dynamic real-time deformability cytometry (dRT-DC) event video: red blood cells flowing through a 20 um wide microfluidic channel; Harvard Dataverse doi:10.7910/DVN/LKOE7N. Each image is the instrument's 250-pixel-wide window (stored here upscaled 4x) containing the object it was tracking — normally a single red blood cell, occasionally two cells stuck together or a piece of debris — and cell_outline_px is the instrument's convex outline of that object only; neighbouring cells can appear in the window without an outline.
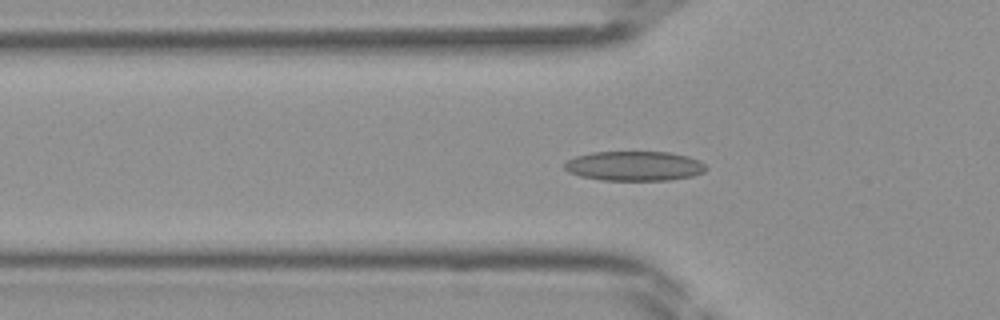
{"species": "Egyptian fruit bat (a non-hibernating species)", "species_latin": "Rousettus aegyptiacus", "temperature_condition": "room temperature", "stored_images_in_passage": 35, "segment_of_instrument_passage": [1, 2], "camera_frame_rate_fps": 3000, "um_per_image_px": 0.085, "frame": {"image": 1, "passage_image": 5, "time_ms": 1.333, "image_size_px": [1000, 320], "cell_outline_px": [[708, 168], [704, 172], [692, 176], [668, 180], [600, 180], [580, 176], [568, 172], [564, 168], [564, 164], [568, 160], [576, 156], [592, 152], [668, 152], [688, 156], [700, 160]], "centroid_in_image_um": [53.93, 14.11], "position_along_channel_um": 71.9, "area_um2": 24.51}}
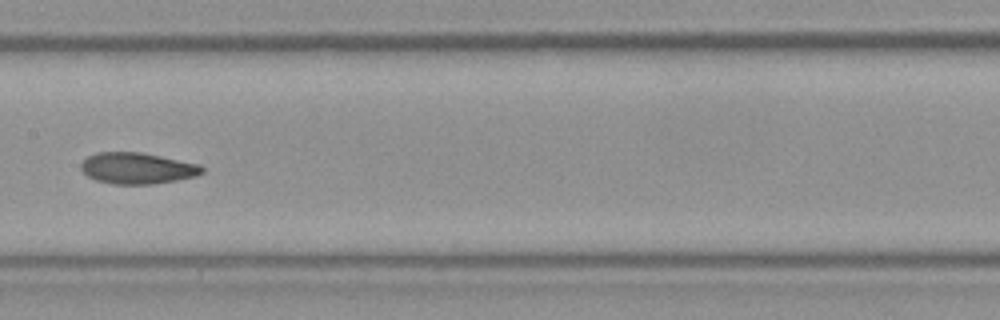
{"frame": {"image": 2, "passage_image": 13, "time_ms": 4.0, "image_size_px": [1000, 320], "cell_outline_px": [[204, 172], [196, 176], [176, 180], [152, 184], [112, 184], [96, 180], [88, 176], [80, 168], [80, 164], [88, 156], [96, 152], [140, 152], [200, 164], [204, 168]], "centroid_in_image_um": [11.67, 14.3], "position_along_channel_um": 195.7, "area_um2": 22.02}}
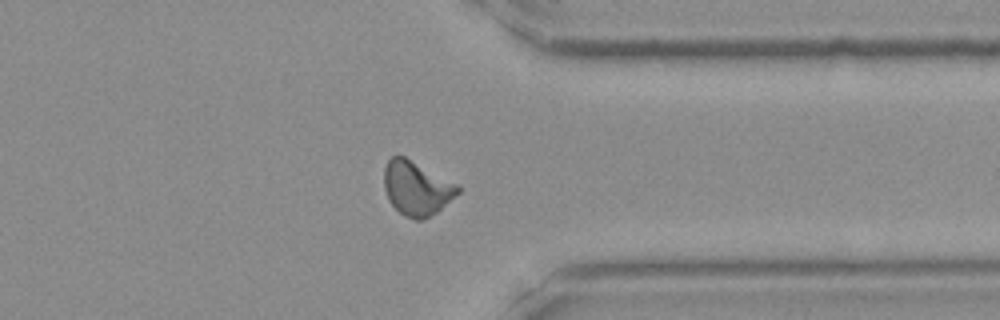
{"frame": {"image": 3, "passage_image": 25, "time_ms": 8.0, "image_size_px": [1000, 320], "cell_outline_px": [[460, 192], [436, 212], [420, 220], [416, 220], [404, 216], [388, 200], [384, 188], [384, 168], [388, 160], [392, 156], [404, 156], [460, 184]], "centroid_in_image_um": [35.42, 15.98], "position_along_channel_um": 376.0, "area_um2": 23.29}}